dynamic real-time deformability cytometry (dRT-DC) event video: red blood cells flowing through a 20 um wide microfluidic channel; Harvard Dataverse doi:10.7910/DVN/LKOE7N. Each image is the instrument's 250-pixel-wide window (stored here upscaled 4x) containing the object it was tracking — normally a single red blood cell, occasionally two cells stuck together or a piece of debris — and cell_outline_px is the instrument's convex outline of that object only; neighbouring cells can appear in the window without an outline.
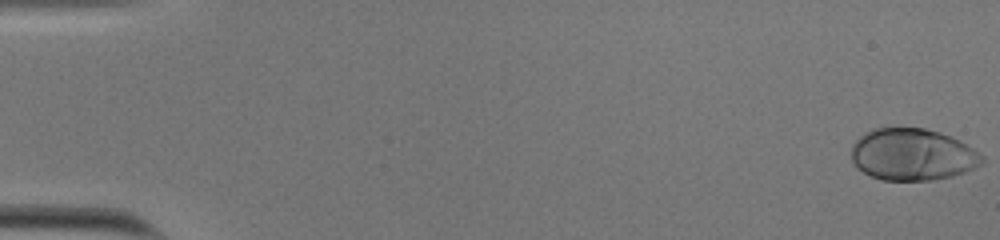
{"species": "human", "species_latin": "Homo sapiens", "temperature_condition": "cold", "stored_images_in_passage": 55, "camera_frame_rate_fps": 3000, "um_per_image_px": 0.085, "donor": {"sex": "male"}, "frame": {"image": 1, "passage_image": 1, "time_ms": 0.0, "image_size_px": [1000, 240], "cell_outline_px": [[984, 164], [964, 172], [952, 176], [932, 180], [880, 180], [856, 168], [852, 160], [852, 144], [864, 132], [872, 128], [924, 128], [940, 132], [952, 136], [972, 148], [984, 156]], "centroid_in_image_um": [77.56, 13.13], "position_along_channel_um": 7.4, "area_um2": 39.71}}
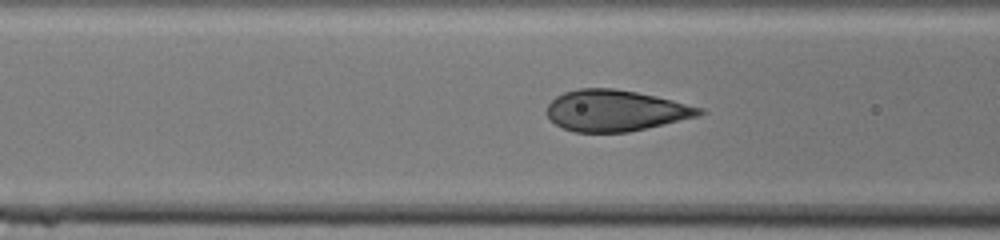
{"frame": {"image": 2, "passage_image": 23, "time_ms": 7.333, "image_size_px": [1000, 240], "cell_outline_px": [[708, 112], [696, 116], [664, 124], [628, 132], [576, 132], [564, 128], [556, 124], [548, 116], [548, 104], [556, 96], [564, 92], [580, 88], [612, 88], [636, 92], [656, 96], [704, 108]], "centroid_in_image_um": [52.33, 9.39], "position_along_channel_um": 114.3, "area_um2": 36.3}}
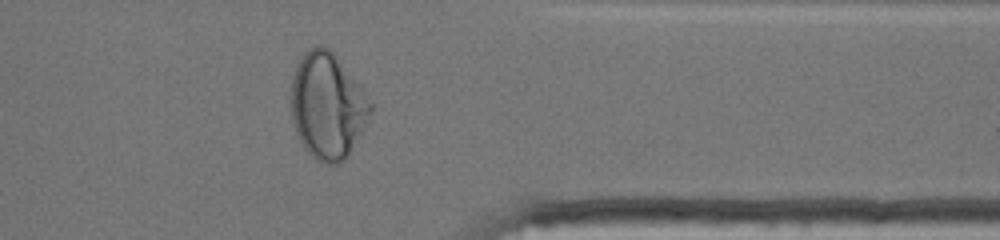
{"frame": {"image": 3, "passage_image": 45, "time_ms": 14.667, "image_size_px": [1000, 240], "cell_outline_px": [[372, 112], [364, 128], [348, 156], [344, 160], [336, 164], [328, 164], [316, 160], [304, 148], [296, 132], [292, 120], [292, 76], [296, 64], [304, 52], [308, 48], [316, 44], [324, 44], [332, 52], [364, 88], [372, 104]], "centroid_in_image_um": [27.85, 8.97], "position_along_channel_um": 383.6, "area_um2": 49.36}, "authors_computed_cell_mechanics": {"area_um2": 38.6682, "velocity_mm_per_s": 3.7921, "shape_relaxation_time_tau1_ms": 4.1876, "shape_relaxation_time_tau2_ms": null, "deformation_change_tau1": 0.2069, "deformation_change_tau2": null}}